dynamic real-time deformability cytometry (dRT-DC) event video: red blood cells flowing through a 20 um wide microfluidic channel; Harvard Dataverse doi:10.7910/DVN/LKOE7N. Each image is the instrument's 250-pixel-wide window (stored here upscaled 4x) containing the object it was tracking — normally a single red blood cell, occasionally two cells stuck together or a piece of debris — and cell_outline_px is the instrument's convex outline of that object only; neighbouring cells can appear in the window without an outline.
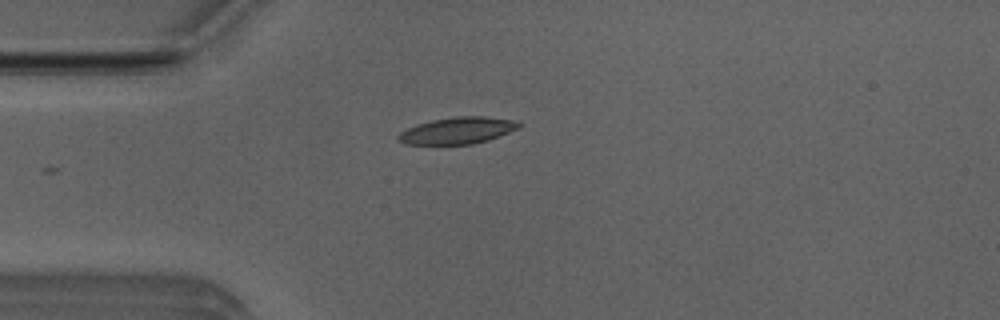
{"species": "Egyptian fruit bat (a non-hibernating species)", "species_latin": "Rousettus aegyptiacus", "temperature_condition": "room temperature", "stored_images_in_passage": 5, "camera_frame_rate_fps": 3000, "um_per_image_px": 0.085, "animal": {"sex": "male"}, "frame": {"image": 1, "passage_image": 5, "time_ms": 1.333, "image_size_px": [1000, 320], "cell_outline_px": [[520, 128], [488, 140], [472, 144], [404, 144], [396, 136], [400, 132], [416, 124], [432, 120], [456, 116], [484, 116], [512, 120], [520, 124]], "centroid_in_image_um": [38.88, 11.09], "position_along_channel_um": 46.1, "area_um2": 18.61}}